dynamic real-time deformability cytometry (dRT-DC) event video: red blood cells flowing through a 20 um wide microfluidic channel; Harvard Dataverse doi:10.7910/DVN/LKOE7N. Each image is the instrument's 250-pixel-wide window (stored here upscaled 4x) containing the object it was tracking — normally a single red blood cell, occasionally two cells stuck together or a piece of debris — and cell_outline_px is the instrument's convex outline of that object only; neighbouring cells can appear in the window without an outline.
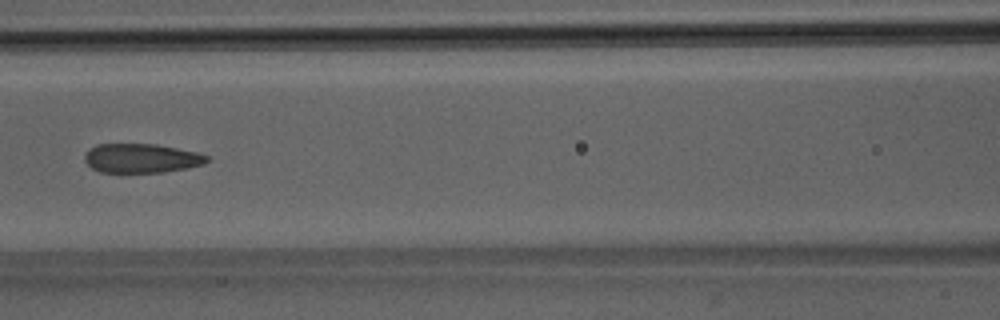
{"species": "Egyptian fruit bat (a non-hibernating species)", "species_latin": "Rousettus aegyptiacus", "temperature_condition": "room temperature", "stored_images_in_passage": 4, "camera_frame_rate_fps": 3000, "um_per_image_px": 0.085, "animal": {"sex": "male"}, "frame": {"image": 1, "passage_image": 4, "time_ms": 3.333, "image_size_px": [1000, 320], "cell_outline_px": [[208, 160], [204, 164], [188, 168], [160, 172], [100, 172], [92, 168], [84, 160], [84, 156], [88, 148], [96, 144], [156, 144], [196, 152], [208, 156]], "centroid_in_image_um": [11.98, 13.44], "position_along_channel_um": 154.6, "area_um2": 20.75}}